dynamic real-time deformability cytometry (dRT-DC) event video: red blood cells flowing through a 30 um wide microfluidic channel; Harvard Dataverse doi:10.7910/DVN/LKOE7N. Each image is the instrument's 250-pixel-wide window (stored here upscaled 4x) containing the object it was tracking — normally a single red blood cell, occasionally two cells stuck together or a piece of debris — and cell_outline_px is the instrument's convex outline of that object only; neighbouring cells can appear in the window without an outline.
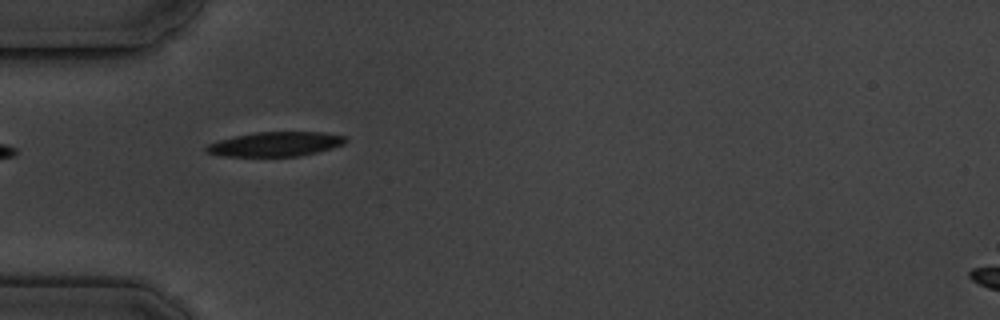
{"species": "common noctule bat (a hibernating species)", "species_latin": "Nyctalus noctula", "temperature_condition": "cold", "stored_images_in_passage": 7, "camera_frame_rate_fps": 3000, "um_per_image_px": 0.085, "animal": {"sex": "male", "body_mass_g": 19.5, "forearm_length_mm": 54.6}, "frame": {"image": 1, "passage_image": 1, "time_ms": 0.0, "image_size_px": [1000, 320], "cell_outline_px": [[348, 140], [344, 144], [332, 148], [300, 156], [220, 156], [204, 152], [204, 148], [208, 144], [220, 140], [236, 136], [256, 132], [324, 132], [344, 136]], "centroid_in_image_um": [23.4, 12.25], "position_along_channel_um": 61.6, "area_um2": 19.83}}